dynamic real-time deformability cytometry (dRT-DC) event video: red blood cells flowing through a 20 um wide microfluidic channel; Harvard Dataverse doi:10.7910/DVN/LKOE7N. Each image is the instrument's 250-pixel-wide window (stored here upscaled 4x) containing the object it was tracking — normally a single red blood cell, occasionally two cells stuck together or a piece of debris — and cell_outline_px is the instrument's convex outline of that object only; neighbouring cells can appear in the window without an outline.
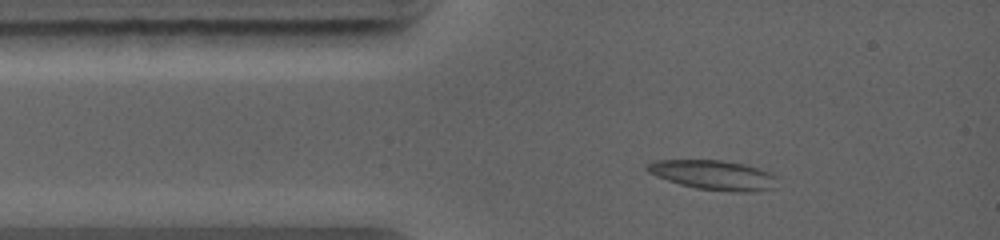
{"species": "common noctule bat (a hibernating species)", "species_latin": "Nyctalus noctula", "temperature_condition": "warm", "stored_images_in_passage": 31, "camera_frame_rate_fps": 5000, "um_per_image_px": 0.085, "animal": {"sex": "female", "body_mass_g": 19.0, "forearm_length_mm": 56.7}, "frame": {"image": 1, "passage_image": 4, "time_ms": 1.4, "image_size_px": [1000, 240], "cell_outline_px": [[776, 188], [748, 192], [732, 192], [696, 188], [680, 184], [656, 176], [648, 172], [644, 168], [652, 160], [720, 160], [744, 164], [768, 172], [776, 176]], "centroid_in_image_um": [60.63, 14.88], "position_along_channel_um": 24.4, "area_um2": 22.37}}
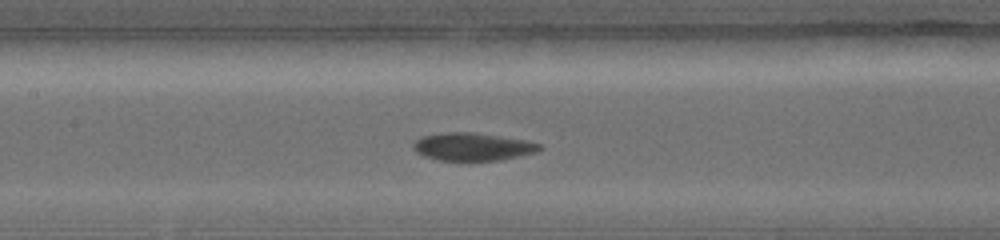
{"frame": {"image": 2, "passage_image": 14, "time_ms": 5.2, "image_size_px": [1000, 240], "cell_outline_px": [[544, 148], [536, 152], [520, 156], [500, 160], [440, 160], [424, 156], [416, 152], [412, 148], [412, 144], [416, 140], [424, 136], [444, 132], [472, 132], [528, 140], [540, 144]], "centroid_in_image_um": [40.2, 12.47], "position_along_channel_um": 167.2, "area_um2": 20.46}}
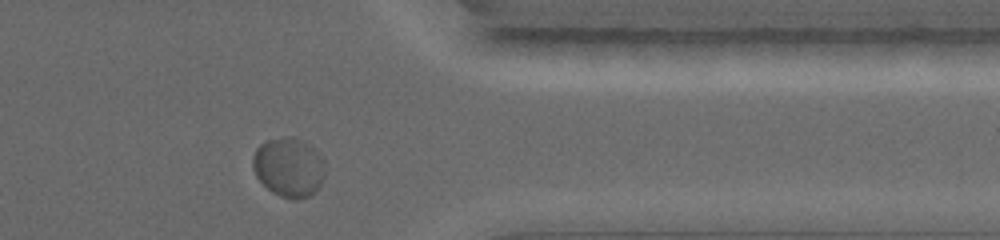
{"frame": {"image": 3, "passage_image": 28, "time_ms": 10.4, "image_size_px": [1000, 240], "cell_outline_px": [[324, 176], [320, 188], [316, 192], [308, 196], [296, 200], [280, 196], [272, 192], [256, 176], [252, 168], [252, 156], [256, 148], [260, 144], [268, 140], [284, 136], [292, 136], [308, 144], [320, 152], [324, 160]], "centroid_in_image_um": [24.56, 14.21], "position_along_channel_um": 386.8, "area_um2": 25.32}}